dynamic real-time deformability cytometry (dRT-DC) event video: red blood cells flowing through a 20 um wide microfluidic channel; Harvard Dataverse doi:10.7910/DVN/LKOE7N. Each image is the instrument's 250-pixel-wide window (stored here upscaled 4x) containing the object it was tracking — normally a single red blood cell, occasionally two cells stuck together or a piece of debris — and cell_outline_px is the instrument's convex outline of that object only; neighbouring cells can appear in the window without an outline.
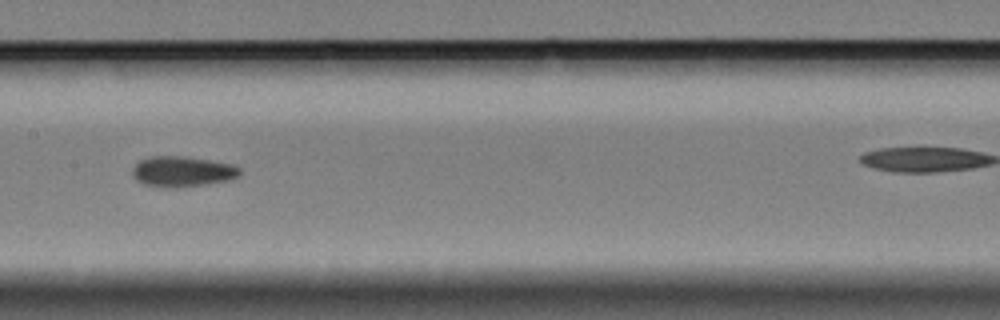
{"species": "Egyptian fruit bat (a non-hibernating species)", "species_latin": "Rousettus aegyptiacus", "temperature_condition": "cold", "stored_images_in_passage": 23, "camera_frame_rate_fps": 3000, "um_per_image_px": 0.085, "animal": {"sex": "female"}, "frame": {"image": 1, "passage_image": 17, "time_ms": 5.333, "image_size_px": [1000, 320], "cell_outline_px": [[240, 176], [228, 180], [204, 184], [172, 188], [160, 188], [144, 184], [136, 180], [132, 176], [132, 168], [140, 160], [152, 156], [184, 156], [236, 164], [240, 168]], "centroid_in_image_um": [15.49, 14.58], "position_along_channel_um": 191.9, "area_um2": 19.31}}